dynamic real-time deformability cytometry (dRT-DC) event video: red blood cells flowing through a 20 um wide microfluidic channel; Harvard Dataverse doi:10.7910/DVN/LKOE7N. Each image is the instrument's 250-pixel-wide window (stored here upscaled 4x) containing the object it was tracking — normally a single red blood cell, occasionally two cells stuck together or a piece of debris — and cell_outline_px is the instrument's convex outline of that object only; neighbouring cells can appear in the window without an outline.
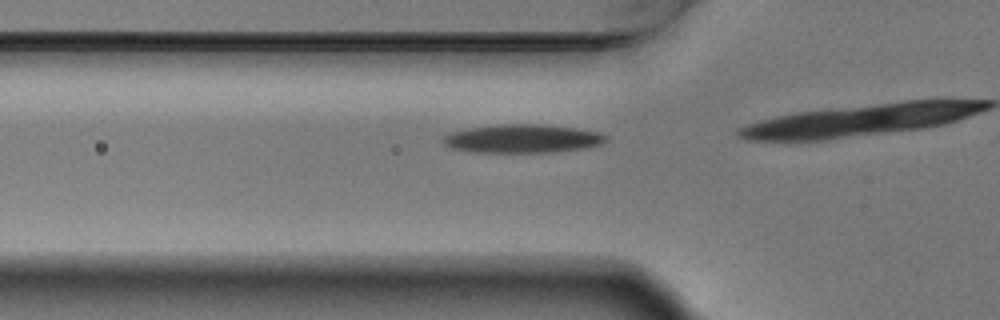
{"species": "Egyptian fruit bat (a non-hibernating species)", "species_latin": "Rousettus aegyptiacus", "temperature_condition": "warm", "stored_images_in_passage": 17, "camera_frame_rate_fps": 3000, "um_per_image_px": 0.085, "animal": {"sex": "male"}, "frame": {"image": 1, "passage_image": 15, "time_ms": 4.667, "image_size_px": [1000, 320], "cell_outline_px": [[608, 140], [600, 144], [588, 148], [552, 152], [476, 152], [452, 148], [444, 144], [444, 136], [452, 132], [468, 128], [500, 124], [544, 124], [600, 132], [608, 136]], "centroid_in_image_um": [44.46, 11.78], "position_along_channel_um": 81.3, "area_um2": 26.93}}